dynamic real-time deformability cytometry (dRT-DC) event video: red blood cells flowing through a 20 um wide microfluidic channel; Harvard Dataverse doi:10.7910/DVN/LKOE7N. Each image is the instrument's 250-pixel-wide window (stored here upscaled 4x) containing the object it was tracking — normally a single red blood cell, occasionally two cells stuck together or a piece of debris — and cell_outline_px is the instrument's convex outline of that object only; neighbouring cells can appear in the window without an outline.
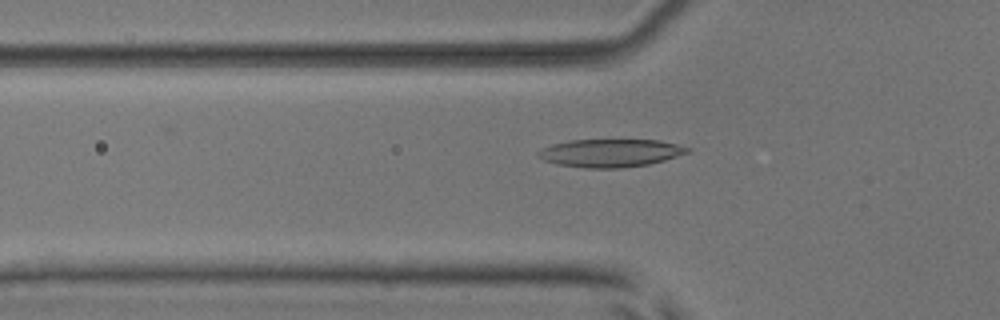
{"species": "common noctule bat (a hibernating species)", "species_latin": "Nyctalus noctula", "temperature_condition": "room temperature", "stored_images_in_passage": 52, "camera_frame_rate_fps": 3000, "um_per_image_px": 0.085, "animal": {"sex": "male", "body_mass_g": 17.9, "forearm_length_mm": 54.2}, "frame": {"image": 1, "passage_image": 18, "time_ms": 5.667, "image_size_px": [1000, 320], "cell_outline_px": [[692, 152], [664, 160], [648, 164], [620, 168], [584, 168], [556, 164], [544, 160], [536, 156], [536, 152], [540, 148], [552, 144], [568, 140], [660, 140], [692, 148]], "centroid_in_image_um": [51.86, 13.0], "position_along_channel_um": 73.9, "area_um2": 24.57}}
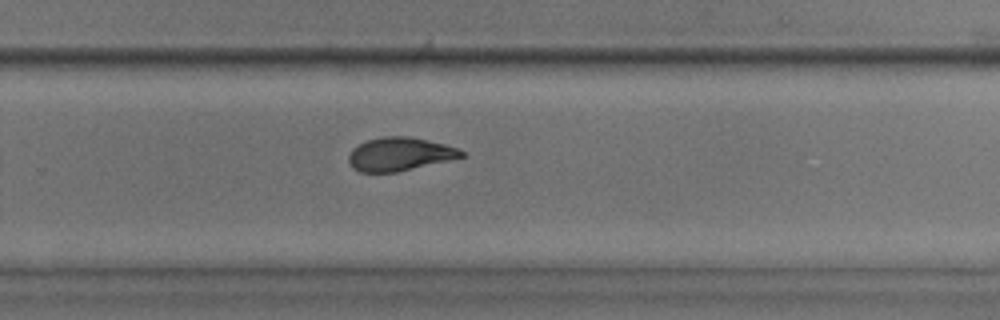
{"frame": {"image": 2, "passage_image": 35, "time_ms": 11.333, "image_size_px": [1000, 320], "cell_outline_px": [[464, 156], [396, 172], [360, 172], [352, 168], [348, 160], [348, 156], [352, 148], [368, 140], [384, 136], [408, 136], [444, 144], [456, 148], [464, 152]], "centroid_in_image_um": [33.91, 13.1], "position_along_channel_um": 295.9, "area_um2": 21.56}}
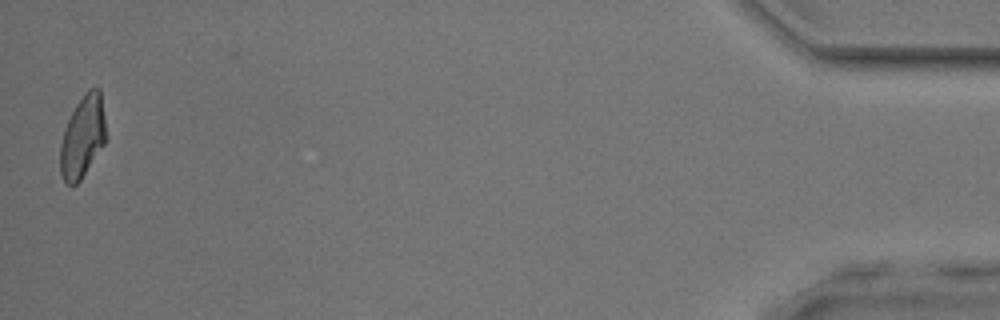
{"frame": {"image": 3, "passage_image": 52, "time_ms": 17.0, "image_size_px": [1000, 320], "cell_outline_px": [[104, 144], [80, 180], [76, 184], [68, 184], [60, 176], [60, 144], [64, 128], [76, 104], [84, 92], [88, 88], [100, 88], [104, 116]], "centroid_in_image_um": [6.99, 11.6], "position_along_channel_um": 428.2, "area_um2": 21.56}, "authors_computed_cell_mechanics": {"area_um2": 22.9466, "velocity_mm_per_s": 3.9252, "shape_relaxation_time_tau1_ms": 6.8654, "shape_relaxation_time_tau2_ms": 2.167, "deformation_change_tau1": 0.1988, "deformation_change_tau2": 0.087}}